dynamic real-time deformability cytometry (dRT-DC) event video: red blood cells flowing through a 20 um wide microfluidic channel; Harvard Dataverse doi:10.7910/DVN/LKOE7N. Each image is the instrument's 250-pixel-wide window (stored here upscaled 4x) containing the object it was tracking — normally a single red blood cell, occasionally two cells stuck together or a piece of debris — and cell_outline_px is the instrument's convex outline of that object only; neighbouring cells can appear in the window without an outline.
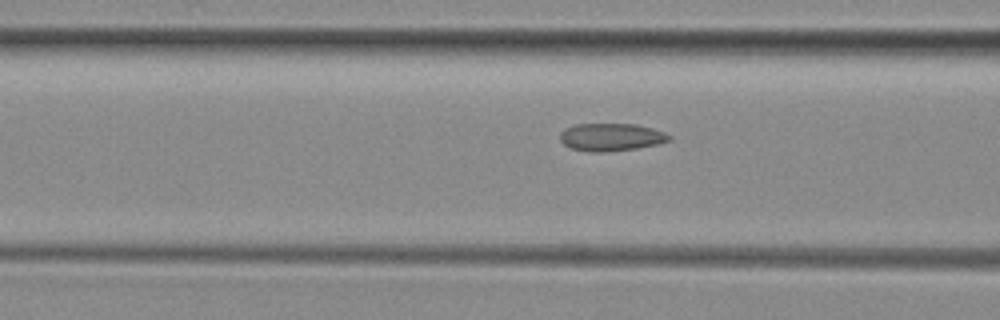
{"species": "common noctule bat (a hibernating species)", "species_latin": "Nyctalus noctula", "temperature_condition": "room temperature", "stored_images_in_passage": 22, "camera_frame_rate_fps": 3000, "um_per_image_px": 0.085, "animal": {"sex": "female", "body_mass_g": 29.2, "forearm_length_mm": 56.3}, "frame": {"image": 1, "passage_image": 16, "time_ms": 5.0, "image_size_px": [1000, 320], "cell_outline_px": [[672, 140], [656, 144], [636, 148], [604, 152], [592, 152], [572, 148], [564, 144], [560, 140], [560, 132], [564, 128], [576, 124], [636, 124], [652, 128], [664, 132], [672, 136]], "centroid_in_image_um": [51.94, 11.64], "position_along_channel_um": 114.7, "area_um2": 17.57}}
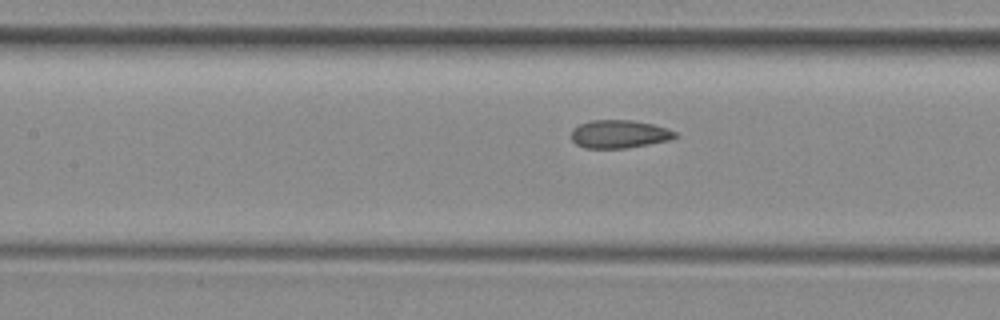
{"frame": {"image": 2, "passage_image": 19, "time_ms": 6.0, "image_size_px": [1000, 320], "cell_outline_px": [[680, 136], [672, 140], [624, 148], [584, 148], [576, 144], [572, 140], [572, 128], [580, 124], [592, 120], [632, 120], [652, 124], [668, 128], [676, 132]], "centroid_in_image_um": [52.67, 11.39], "position_along_channel_um": 154.7, "area_um2": 17.11}}